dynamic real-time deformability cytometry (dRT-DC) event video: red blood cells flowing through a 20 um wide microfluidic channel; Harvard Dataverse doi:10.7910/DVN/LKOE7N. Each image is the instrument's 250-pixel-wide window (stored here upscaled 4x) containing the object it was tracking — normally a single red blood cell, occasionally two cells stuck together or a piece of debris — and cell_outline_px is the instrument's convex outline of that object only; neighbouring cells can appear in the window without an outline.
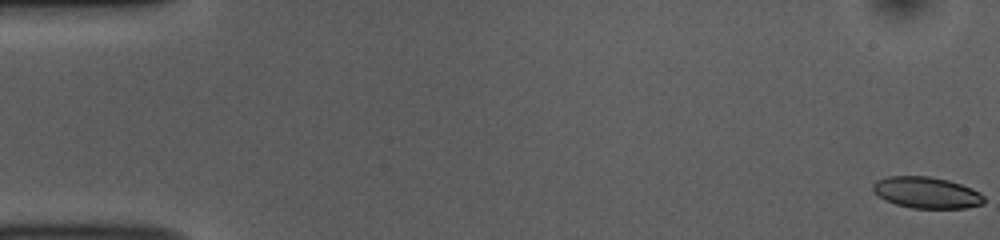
{"species": "common noctule bat (a hibernating species)", "species_latin": "Nyctalus noctula", "temperature_condition": "room temperature", "stored_images_in_passage": 11, "camera_frame_rate_fps": 3000, "um_per_image_px": 0.085, "animal": {"sex": "female", "body_mass_g": 10.0, "forearm_length_mm": 53.1}, "frame": {"image": 1, "passage_image": 1, "time_ms": 0.0, "image_size_px": [1000, 240], "cell_outline_px": [[984, 204], [964, 208], [912, 208], [896, 204], [884, 200], [872, 188], [872, 184], [876, 180], [888, 176], [928, 176], [948, 180], [972, 188], [980, 192], [984, 196]], "centroid_in_image_um": [78.77, 16.37], "position_along_channel_um": 6.2, "area_um2": 20.29}}